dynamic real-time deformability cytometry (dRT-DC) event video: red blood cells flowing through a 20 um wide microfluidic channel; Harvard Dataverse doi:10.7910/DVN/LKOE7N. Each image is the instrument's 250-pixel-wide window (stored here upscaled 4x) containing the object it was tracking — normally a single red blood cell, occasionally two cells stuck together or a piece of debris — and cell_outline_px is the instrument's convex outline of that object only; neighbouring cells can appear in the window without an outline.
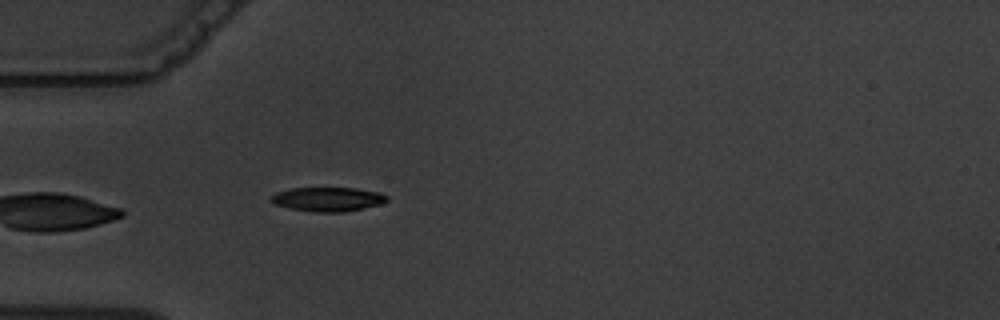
{"species": "common noctule bat (a hibernating species)", "species_latin": "Nyctalus noctula", "temperature_condition": "warm", "stored_images_in_passage": 4, "camera_frame_rate_fps": 3000, "um_per_image_px": 0.085, "animal": {"sex": "male", "body_mass_g": 19.5, "forearm_length_mm": 54.6}, "frame": {"image": 1, "passage_image": 4, "time_ms": 5.0, "image_size_px": [1000, 320], "cell_outline_px": [[388, 200], [380, 204], [364, 208], [344, 212], [316, 212], [288, 208], [272, 204], [268, 200], [276, 192], [292, 188], [356, 188], [380, 192], [388, 196]], "centroid_in_image_um": [27.84, 16.93], "position_along_channel_um": 57.2, "area_um2": 16.47}}